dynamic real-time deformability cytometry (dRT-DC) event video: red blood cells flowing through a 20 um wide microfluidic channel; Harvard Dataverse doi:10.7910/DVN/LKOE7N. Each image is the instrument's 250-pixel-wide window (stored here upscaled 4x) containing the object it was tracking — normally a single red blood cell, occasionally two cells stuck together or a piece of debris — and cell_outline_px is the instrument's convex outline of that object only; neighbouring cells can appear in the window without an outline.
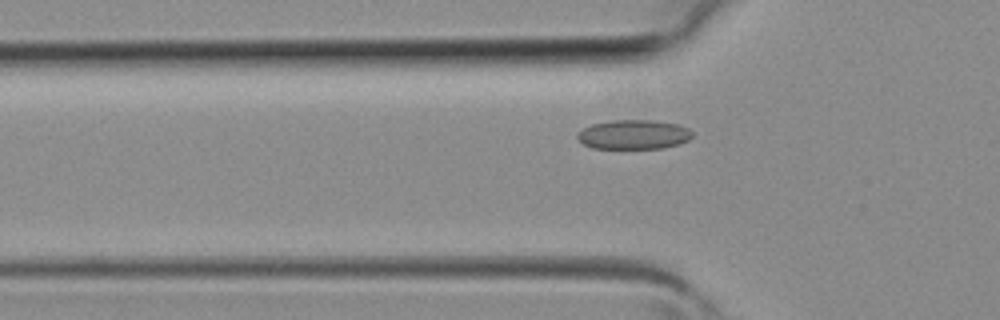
{"species": "common noctule bat (a hibernating species)", "species_latin": "Nyctalus noctula", "temperature_condition": "room temperature", "stored_images_in_passage": 5, "camera_frame_rate_fps": 3000, "um_per_image_px": 0.085, "animal": {"sex": "female", "body_mass_g": 19.3, "forearm_length_mm": 54.1}, "frame": {"image": 1, "passage_image": 5, "time_ms": 1.333, "image_size_px": [1000, 320], "cell_outline_px": [[692, 136], [688, 140], [680, 144], [664, 148], [592, 148], [584, 144], [576, 136], [584, 128], [592, 124], [612, 120], [652, 120], [676, 124], [688, 128], [692, 132]], "centroid_in_image_um": [53.88, 11.43], "position_along_channel_um": 71.9, "area_um2": 19.54}}